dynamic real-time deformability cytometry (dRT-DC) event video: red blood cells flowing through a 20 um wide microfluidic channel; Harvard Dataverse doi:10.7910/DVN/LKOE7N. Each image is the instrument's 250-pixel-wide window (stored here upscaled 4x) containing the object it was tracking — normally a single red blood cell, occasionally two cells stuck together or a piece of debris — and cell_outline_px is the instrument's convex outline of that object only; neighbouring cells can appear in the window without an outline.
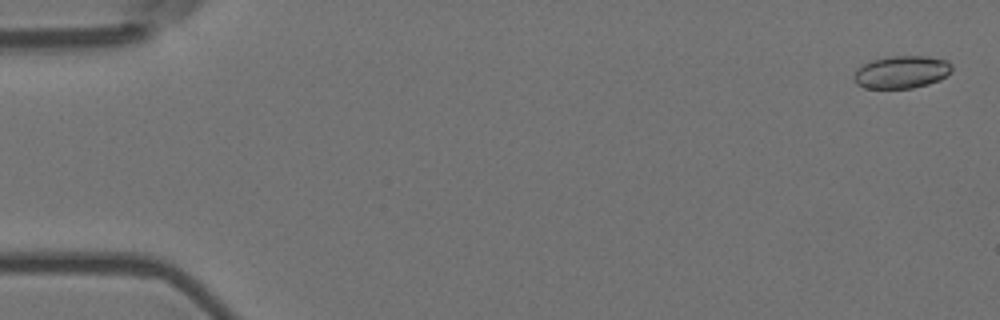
{"species": "Egyptian fruit bat (a non-hibernating species)", "species_latin": "Rousettus aegyptiacus", "temperature_condition": "room temperature", "stored_images_in_passage": 57, "camera_frame_rate_fps": 3000, "um_per_image_px": 0.085, "animal": {"sex": "female"}, "frame": {"image": 1, "passage_image": 2, "time_ms": 0.333, "image_size_px": [1000, 320], "cell_outline_px": [[952, 72], [940, 80], [928, 84], [912, 88], [864, 88], [856, 84], [852, 76], [856, 68], [872, 60], [888, 56], [928, 56], [948, 60], [952, 64]], "centroid_in_image_um": [76.64, 6.12], "position_along_channel_um": 8.4, "area_um2": 18.9}}
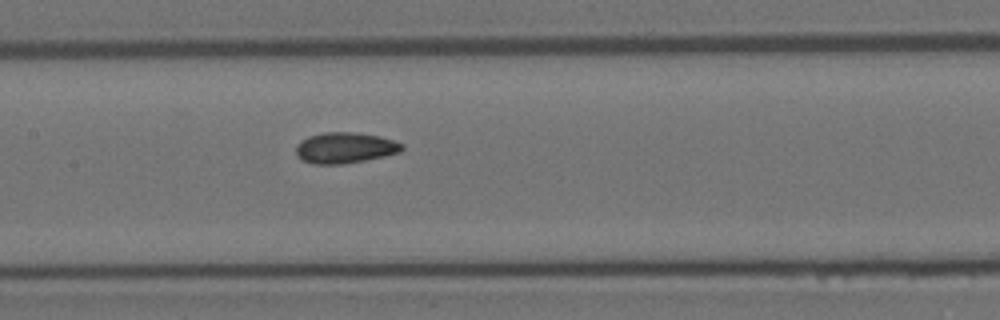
{"frame": {"image": 2, "passage_image": 28, "time_ms": 9.0, "image_size_px": [1000, 320], "cell_outline_px": [[404, 148], [400, 152], [384, 156], [344, 164], [312, 164], [300, 160], [296, 156], [296, 144], [300, 140], [308, 136], [324, 132], [356, 132], [380, 136], [404, 144]], "centroid_in_image_um": [29.28, 12.56], "position_along_channel_um": 178.1, "area_um2": 19.31}}
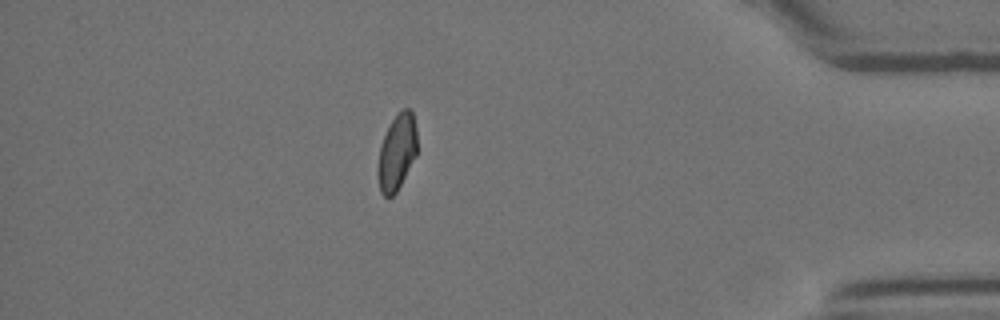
{"frame": {"image": 3, "passage_image": 50, "time_ms": 16.333, "image_size_px": [1000, 320], "cell_outline_px": [[416, 156], [396, 192], [392, 196], [384, 196], [380, 192], [380, 148], [384, 136], [396, 112], [404, 108], [412, 108], [416, 128]], "centroid_in_image_um": [33.79, 12.86], "position_along_channel_um": 401.4, "area_um2": 16.82}, "authors_computed_cell_mechanics": {"area_um2": 18.6694, "velocity_mm_per_s": 3.6058, "shape_relaxation_time_tau1_ms": 7.7043, "shape_relaxation_time_tau2_ms": 5.4213, "deformation_change_tau1": 0.1369, "deformation_change_tau2": 0.0593}}